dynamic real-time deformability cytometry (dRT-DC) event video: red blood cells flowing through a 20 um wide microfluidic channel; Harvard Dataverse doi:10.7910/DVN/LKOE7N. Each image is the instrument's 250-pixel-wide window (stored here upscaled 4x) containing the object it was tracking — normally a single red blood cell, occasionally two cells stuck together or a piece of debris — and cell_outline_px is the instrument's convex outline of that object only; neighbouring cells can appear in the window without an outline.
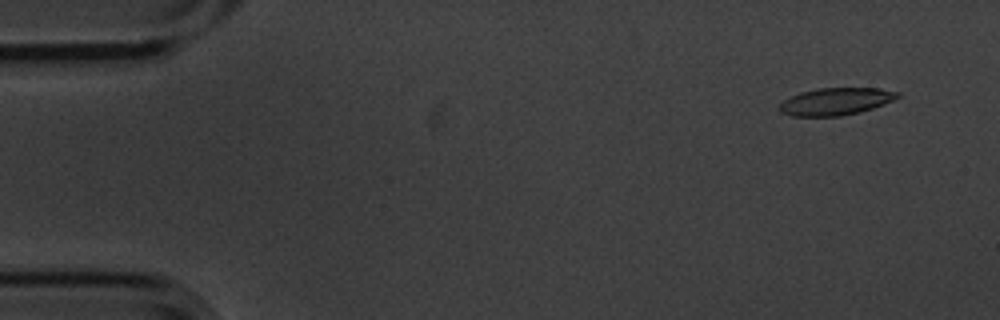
{"species": "common noctule bat (a hibernating species)", "species_latin": "Nyctalus noctula", "temperature_condition": "cold", "stored_images_in_passage": 7, "camera_frame_rate_fps": 3000, "um_per_image_px": 0.085, "animal": {"sex": "male", "body_mass_g": 20.1, "forearm_length_mm": 53.5}, "frame": {"image": 1, "passage_image": 1, "time_ms": 0.0, "image_size_px": [1000, 320], "cell_outline_px": [[900, 96], [884, 104], [860, 112], [840, 116], [792, 116], [780, 112], [780, 104], [784, 100], [800, 92], [816, 88], [880, 88], [900, 92]], "centroid_in_image_um": [71.05, 8.62], "position_along_channel_um": 13.9, "area_um2": 18.73}}
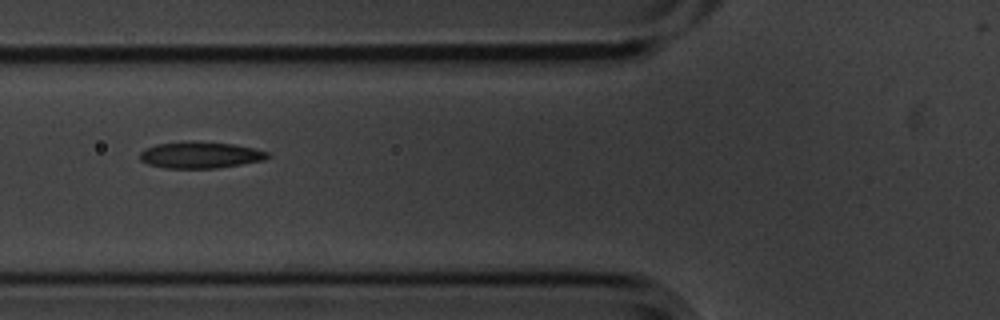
{"frame": {"image": 2, "passage_image": 6, "time_ms": 1.667, "image_size_px": [1000, 320], "cell_outline_px": [[272, 156], [264, 160], [216, 168], [164, 168], [148, 164], [140, 160], [140, 152], [144, 148], [156, 144], [184, 140], [192, 140], [232, 144], [252, 148], [268, 152]], "centroid_in_image_um": [16.98, 13.16], "position_along_channel_um": 108.8, "area_um2": 19.94}}
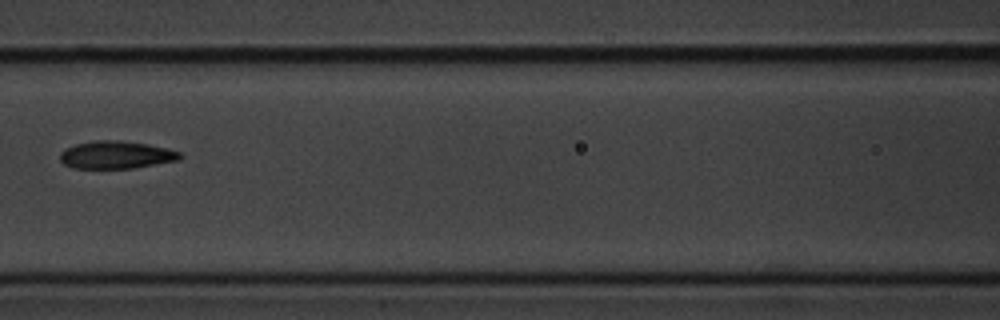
{"frame": {"image": 3, "passage_image": 7, "time_ms": 2.0, "image_size_px": [1000, 320], "cell_outline_px": [[184, 156], [180, 160], [132, 168], [72, 168], [64, 164], [60, 160], [60, 152], [64, 148], [76, 144], [92, 140], [120, 140], [148, 144], [180, 152]], "centroid_in_image_um": [9.85, 13.16], "position_along_channel_um": 156.7, "area_um2": 19.42}}